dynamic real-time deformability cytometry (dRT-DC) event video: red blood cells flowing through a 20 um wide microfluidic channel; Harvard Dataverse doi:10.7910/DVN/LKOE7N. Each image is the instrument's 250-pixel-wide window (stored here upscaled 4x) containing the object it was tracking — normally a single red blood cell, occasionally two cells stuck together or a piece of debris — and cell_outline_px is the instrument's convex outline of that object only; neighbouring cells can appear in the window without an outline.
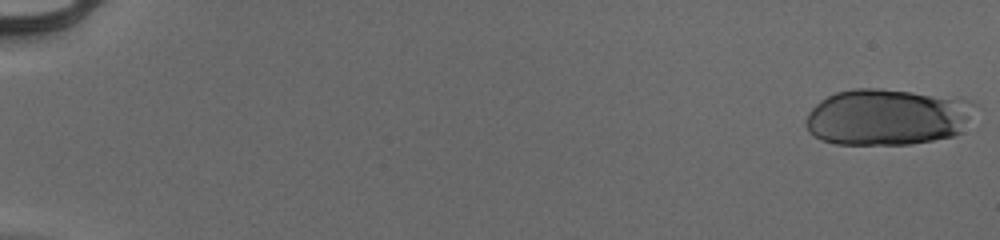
{"species": "human", "species_latin": "Homo sapiens", "temperature_condition": "cold", "stored_images_in_passage": 54, "camera_frame_rate_fps": 3000, "um_per_image_px": 0.085, "donor": {"sex": "male"}, "frame": {"image": 1, "passage_image": 1, "time_ms": 0.0, "image_size_px": [1000, 240], "cell_outline_px": [[976, 104], [960, 132], [956, 136], [912, 144], [836, 144], [820, 140], [808, 132], [804, 124], [808, 112], [816, 104], [828, 96], [836, 92], [852, 88], [880, 88], [960, 96], [972, 100]], "centroid_in_image_um": [75.42, 9.93], "position_along_channel_um": 9.6, "area_um2": 56.41}}
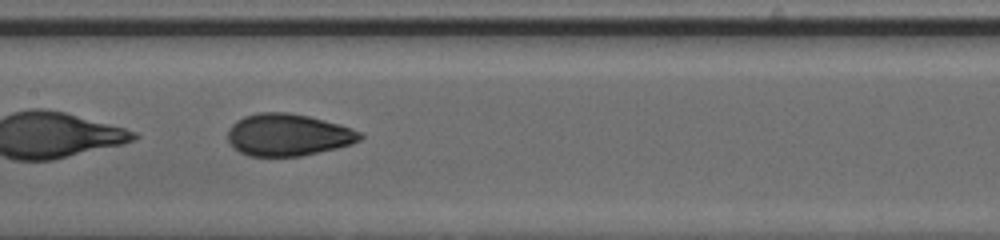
{"frame": {"image": 2, "passage_image": 30, "time_ms": 9.667, "image_size_px": [1000, 240], "cell_outline_px": [[364, 136], [360, 140], [352, 144], [336, 148], [300, 156], [248, 156], [240, 152], [228, 140], [228, 128], [236, 120], [244, 116], [256, 112], [288, 112], [308, 116], [340, 124], [352, 128], [360, 132]], "centroid_in_image_um": [24.48, 11.45], "position_along_channel_um": 182.9, "area_um2": 32.48}}
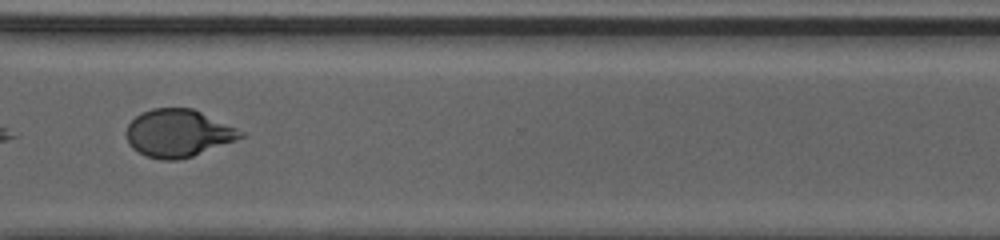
{"frame": {"image": 3, "passage_image": 43, "time_ms": 14.0, "image_size_px": [1000, 240], "cell_outline_px": [[248, 136], [192, 156], [176, 160], [160, 160], [148, 156], [132, 148], [128, 144], [128, 124], [136, 116], [152, 108], [192, 108], [236, 128], [244, 132]], "centroid_in_image_um": [15.17, 11.33], "position_along_channel_um": 355.4, "area_um2": 31.33}, "authors_computed_cell_mechanics": {"area_um2": 32.7437, "velocity_mm_per_s": 3.9785, "shape_relaxation_time_tau1_ms": 5.2617, "shape_relaxation_time_tau2_ms": 0.807, "deformation_change_tau1": 0.1885, "deformation_change_tau2": 0.0555}}